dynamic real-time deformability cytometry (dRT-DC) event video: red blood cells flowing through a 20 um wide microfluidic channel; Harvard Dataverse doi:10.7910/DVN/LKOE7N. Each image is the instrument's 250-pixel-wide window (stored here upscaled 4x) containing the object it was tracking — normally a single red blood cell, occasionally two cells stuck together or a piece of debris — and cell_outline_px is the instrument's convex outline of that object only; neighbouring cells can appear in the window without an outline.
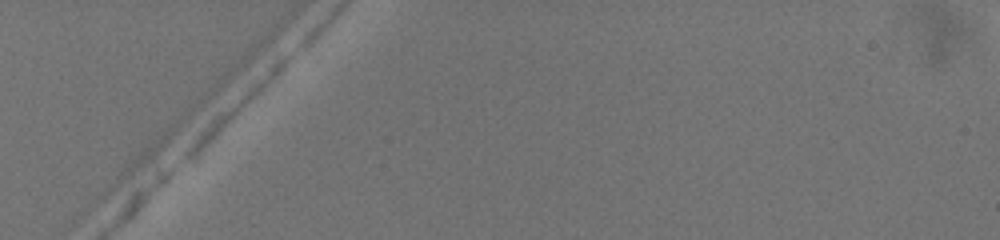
{"species": "common noctule bat (a hibernating species)", "species_latin": "Nyctalus noctula", "temperature_condition": "warm", "stored_images_in_passage": 3, "camera_frame_rate_fps": 3000, "um_per_image_px": 0.085, "animal": {"sex": "female", "body_mass_g": 19.5, "forearm_length_mm": 54.1}, "frame": {"image": 1, "passage_image": 1, "time_ms": 0.0, "image_size_px": [1000, 240], "cell_outline_px": [[292, 56], [232, 116], [188, 156], [180, 160], [184, 152], [196, 132], [280, 56], [288, 52], [292, 52]], "centroid_in_image_um": [19.93, 8.94], "position_along_channel_um": 65.1, "area_um2": 11.16}}